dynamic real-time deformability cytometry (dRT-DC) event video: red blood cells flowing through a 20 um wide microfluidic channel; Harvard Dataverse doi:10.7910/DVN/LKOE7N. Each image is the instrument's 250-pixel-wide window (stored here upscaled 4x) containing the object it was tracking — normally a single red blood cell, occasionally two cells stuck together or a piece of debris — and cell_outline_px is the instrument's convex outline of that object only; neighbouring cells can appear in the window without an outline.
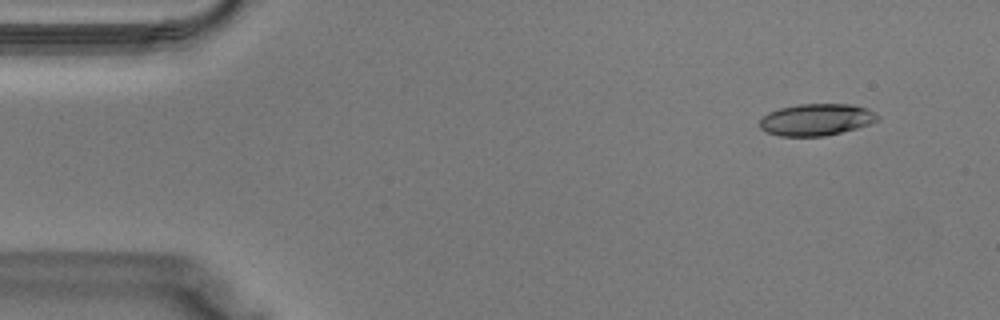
{"species": "Egyptian fruit bat (a non-hibernating species)", "species_latin": "Rousettus aegyptiacus", "temperature_condition": "warm", "stored_images_in_passage": 39, "camera_frame_rate_fps": 3000, "um_per_image_px": 0.085, "animal": {"sex": "male"}, "frame": {"image": 1, "passage_image": 3, "time_ms": 0.667, "image_size_px": [1000, 320], "cell_outline_px": [[880, 120], [856, 128], [824, 136], [780, 136], [768, 132], [760, 128], [760, 120], [768, 112], [780, 108], [796, 104], [852, 104], [868, 108], [880, 116]], "centroid_in_image_um": [69.41, 10.16], "position_along_channel_um": 15.6, "area_um2": 21.85}}
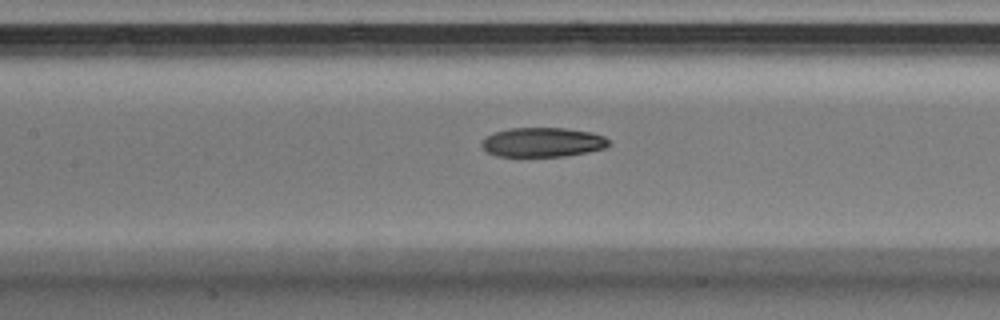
{"frame": {"image": 2, "passage_image": 17, "time_ms": 5.333, "image_size_px": [1000, 320], "cell_outline_px": [[612, 144], [604, 148], [588, 152], [564, 156], [496, 156], [488, 152], [480, 144], [492, 132], [508, 128], [564, 128], [592, 132], [604, 136]], "centroid_in_image_um": [46.14, 12.08], "position_along_channel_um": 161.3, "area_um2": 21.79}}
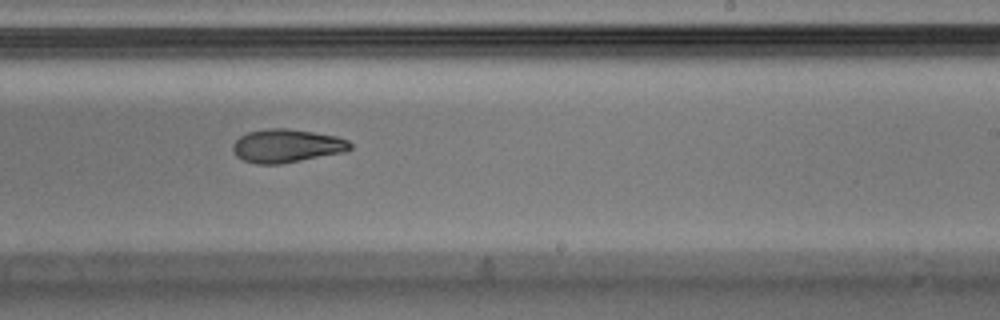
{"frame": {"image": 3, "passage_image": 23, "time_ms": 7.333, "image_size_px": [1000, 320], "cell_outline_px": [[352, 148], [344, 152], [280, 164], [256, 164], [244, 160], [236, 156], [232, 152], [232, 144], [240, 136], [248, 132], [268, 128], [284, 128], [312, 132], [336, 136], [348, 140], [352, 144]], "centroid_in_image_um": [24.34, 12.4], "position_along_channel_um": 264.7, "area_um2": 22.77}}